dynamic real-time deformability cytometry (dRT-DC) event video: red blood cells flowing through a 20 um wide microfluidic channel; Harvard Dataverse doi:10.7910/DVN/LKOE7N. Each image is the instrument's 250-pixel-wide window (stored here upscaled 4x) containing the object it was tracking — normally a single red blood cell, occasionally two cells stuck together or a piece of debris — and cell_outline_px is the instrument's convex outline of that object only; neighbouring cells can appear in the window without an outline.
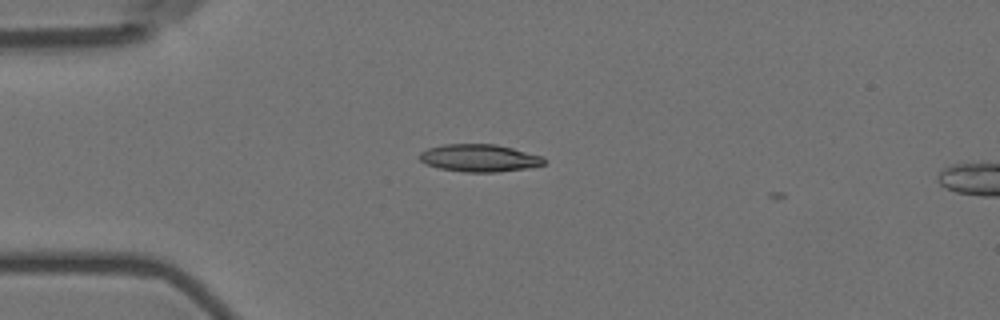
{"species": "Egyptian fruit bat (a non-hibernating species)", "species_latin": "Rousettus aegyptiacus", "temperature_condition": "room temperature", "stored_images_in_passage": 3, "camera_frame_rate_fps": 3000, "um_per_image_px": 0.085, "animal": {"sex": "female"}, "frame": {"image": 1, "passage_image": 2, "time_ms": 0.333, "image_size_px": [1000, 320], "cell_outline_px": [[544, 164], [528, 168], [500, 172], [464, 172], [440, 168], [428, 164], [420, 160], [420, 152], [428, 148], [444, 144], [496, 144], [512, 148], [540, 156], [544, 160]], "centroid_in_image_um": [40.73, 13.43], "position_along_channel_um": 44.3, "area_um2": 19.71}}